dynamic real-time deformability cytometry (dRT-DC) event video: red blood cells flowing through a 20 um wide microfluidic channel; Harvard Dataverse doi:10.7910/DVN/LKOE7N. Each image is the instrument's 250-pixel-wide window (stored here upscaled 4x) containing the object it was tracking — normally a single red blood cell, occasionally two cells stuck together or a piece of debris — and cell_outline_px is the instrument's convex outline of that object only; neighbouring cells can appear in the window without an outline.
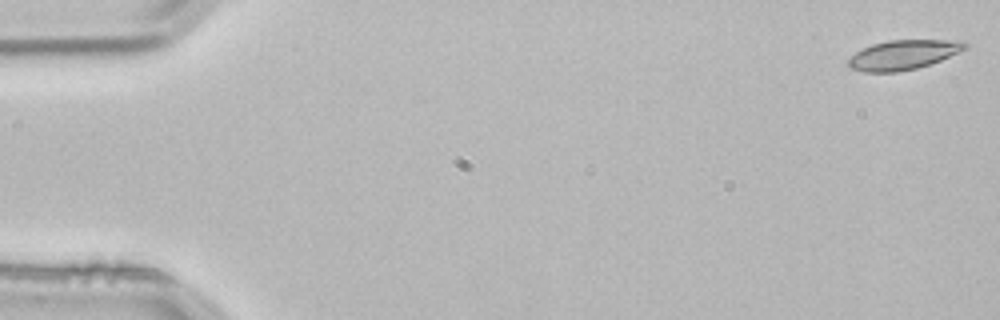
{"species": "common noctule bat (a hibernating species)", "species_latin": "Nyctalus noctula", "temperature_condition": "room temperature", "stored_images_in_passage": 4, "camera_frame_rate_fps": 3000, "um_per_image_px": 0.085, "animal": {"sex": "male", "body_mass_g": 21.5, "forearm_length_mm": 52.0}, "frame": {"image": 1, "passage_image": 1, "time_ms": 0.0, "image_size_px": [1000, 320], "cell_outline_px": [[968, 48], [940, 60], [916, 68], [896, 72], [864, 72], [852, 68], [848, 64], [848, 60], [856, 52], [872, 44], [888, 40], [964, 40], [968, 44]], "centroid_in_image_um": [76.81, 4.64], "position_along_channel_um": 8.2, "area_um2": 19.94}}
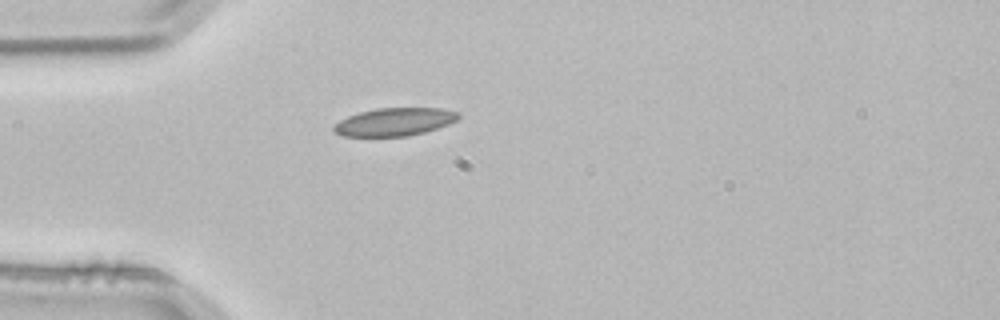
{"frame": {"image": 2, "passage_image": 4, "time_ms": 1.0, "image_size_px": [1000, 320], "cell_outline_px": [[460, 116], [456, 120], [448, 124], [424, 132], [404, 136], [340, 136], [332, 132], [332, 128], [340, 120], [348, 116], [360, 112], [376, 108], [444, 108], [460, 112]], "centroid_in_image_um": [33.52, 10.35], "position_along_channel_um": 51.5, "area_um2": 20.29}}